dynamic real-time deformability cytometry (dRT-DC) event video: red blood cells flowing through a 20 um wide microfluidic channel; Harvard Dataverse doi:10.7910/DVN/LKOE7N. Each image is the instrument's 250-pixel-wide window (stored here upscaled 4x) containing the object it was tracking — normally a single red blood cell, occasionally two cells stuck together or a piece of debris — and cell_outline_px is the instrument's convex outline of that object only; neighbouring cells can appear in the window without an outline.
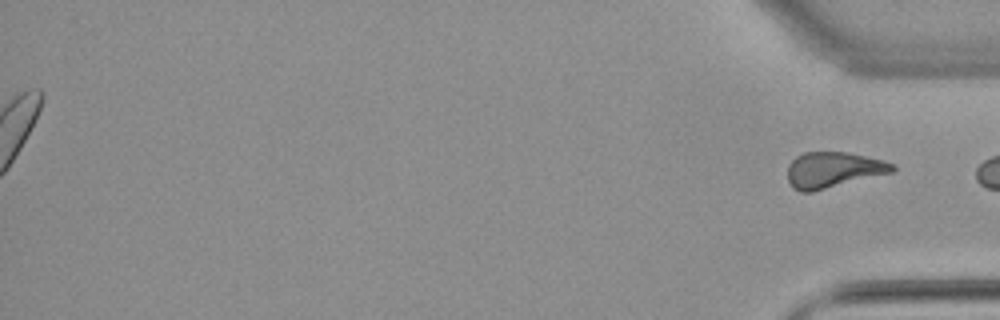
{"species": "common noctule bat (a hibernating species)", "species_latin": "Nyctalus noctula", "temperature_condition": "warm", "stored_images_in_passage": 43, "segment_of_instrument_passage": [2, 2], "camera_frame_rate_fps": 3000, "um_per_image_px": 0.085, "animal": {"sex": "female", "body_mass_g": 22.7, "forearm_length_mm": 54.2}, "frame": {"image": 1, "passage_image": 43, "time_ms": 14.0, "image_size_px": [1000, 320], "cell_outline_px": [[896, 168], [892, 172], [812, 192], [800, 192], [792, 188], [788, 180], [788, 164], [796, 156], [804, 152], [848, 152], [884, 160], [896, 164]], "centroid_in_image_um": [70.81, 14.43], "position_along_channel_um": 364.4, "area_um2": 21.96}}